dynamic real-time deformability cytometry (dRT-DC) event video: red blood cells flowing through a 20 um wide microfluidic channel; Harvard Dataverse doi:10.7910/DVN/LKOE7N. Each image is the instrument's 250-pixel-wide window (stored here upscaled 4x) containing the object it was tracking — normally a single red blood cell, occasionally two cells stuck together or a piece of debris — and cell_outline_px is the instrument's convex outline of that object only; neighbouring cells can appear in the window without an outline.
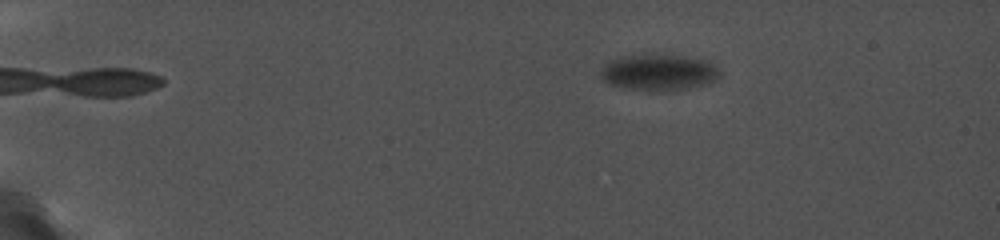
{"species": "common noctule bat (a hibernating species)", "species_latin": "Nyctalus noctula", "temperature_condition": "cold", "stored_images_in_passage": 20, "camera_frame_rate_fps": 5000, "um_per_image_px": 0.085, "animal": {"sex": "female", "body_mass_g": 19.0, "forearm_length_mm": 56.7}, "frame": {"image": 1, "passage_image": 5, "time_ms": 3.2, "image_size_px": [1000, 240], "cell_outline_px": [[720, 76], [716, 80], [708, 84], [688, 88], [624, 88], [608, 84], [600, 80], [600, 72], [604, 64], [608, 60], [620, 56], [644, 52], [664, 52], [704, 60], [716, 64], [720, 68]], "centroid_in_image_um": [55.96, 6.06], "position_along_channel_um": 29.0, "area_um2": 25.66}}
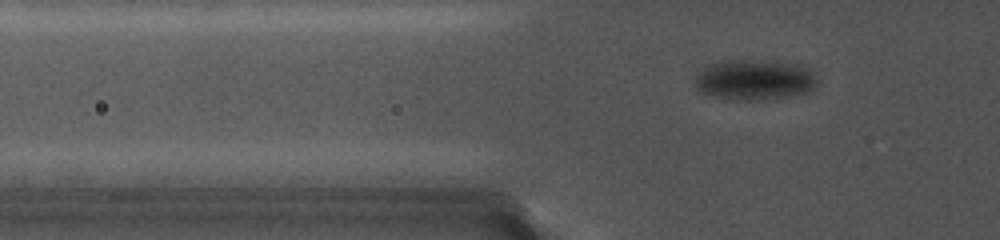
{"frame": {"image": 2, "passage_image": 16, "time_ms": 7.0, "image_size_px": [1000, 240], "cell_outline_px": [[816, 84], [812, 88], [800, 92], [780, 96], [728, 96], [704, 92], [696, 84], [696, 76], [704, 68], [712, 64], [728, 60], [740, 60], [784, 64], [804, 68], [816, 80]], "centroid_in_image_um": [64.07, 6.71], "position_along_channel_um": 61.7, "area_um2": 25.32}}